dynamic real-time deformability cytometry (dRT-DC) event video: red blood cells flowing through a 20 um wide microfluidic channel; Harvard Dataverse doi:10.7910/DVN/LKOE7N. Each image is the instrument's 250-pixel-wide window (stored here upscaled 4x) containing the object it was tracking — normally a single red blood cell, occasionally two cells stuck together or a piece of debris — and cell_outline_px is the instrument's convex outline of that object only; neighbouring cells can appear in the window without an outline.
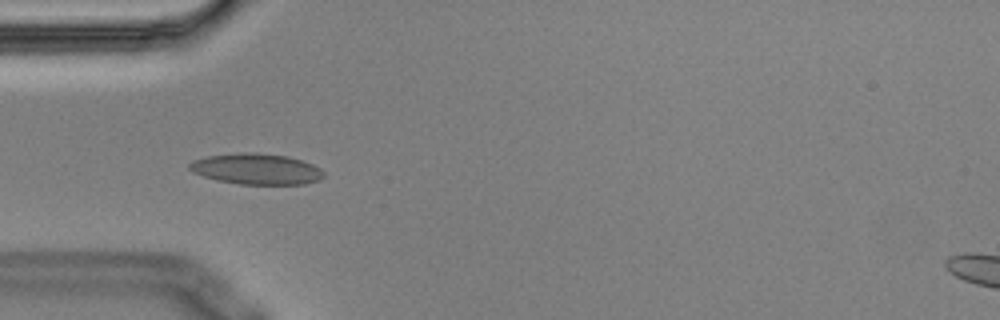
{"species": "Egyptian fruit bat (a non-hibernating species)", "species_latin": "Rousettus aegyptiacus", "temperature_condition": "cold", "stored_images_in_passage": 1, "camera_frame_rate_fps": 3000, "um_per_image_px": 0.085, "animal": {"sex": "male"}, "frame": {"image": 1, "passage_image": 1, "time_ms": 0.0, "image_size_px": [1000, 320], "cell_outline_px": [[324, 176], [320, 180], [304, 184], [240, 184], [216, 180], [192, 172], [188, 168], [188, 164], [192, 160], [208, 156], [244, 152], [256, 152], [288, 156], [312, 164], [320, 168], [324, 172]], "centroid_in_image_um": [21.79, 14.36], "position_along_channel_um": 63.2, "area_um2": 24.22}}